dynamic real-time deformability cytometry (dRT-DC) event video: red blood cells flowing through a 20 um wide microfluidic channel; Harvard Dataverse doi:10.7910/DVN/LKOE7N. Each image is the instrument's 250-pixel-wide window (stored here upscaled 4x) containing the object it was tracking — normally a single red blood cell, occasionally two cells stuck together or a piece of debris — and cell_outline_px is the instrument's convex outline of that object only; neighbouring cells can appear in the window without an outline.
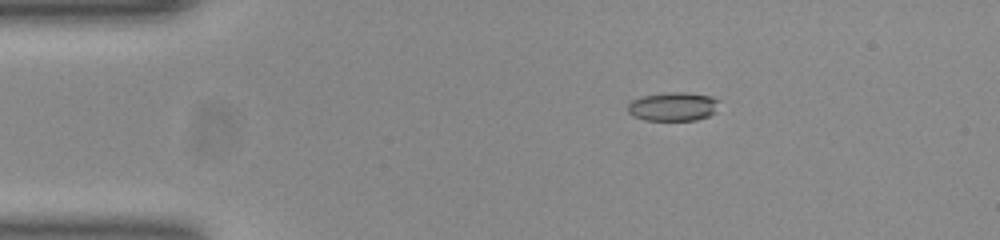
{"species": "common noctule bat (a hibernating species)", "species_latin": "Nyctalus noctula", "temperature_condition": "room temperature", "stored_images_in_passage": 51, "camera_frame_rate_fps": 3000, "um_per_image_px": 0.085, "animal": {"sex": "female", "body_mass_g": 23.0, "forearm_length_mm": 53.4}, "frame": {"image": 1, "passage_image": 8, "time_ms": 2.333, "image_size_px": [1000, 240], "cell_outline_px": [[720, 100], [716, 112], [708, 116], [696, 120], [644, 120], [632, 116], [628, 112], [628, 104], [632, 100], [644, 96], [664, 92], [684, 92], [712, 96]], "centroid_in_image_um": [57.24, 9.05], "position_along_channel_um": 27.8, "area_um2": 15.49}}
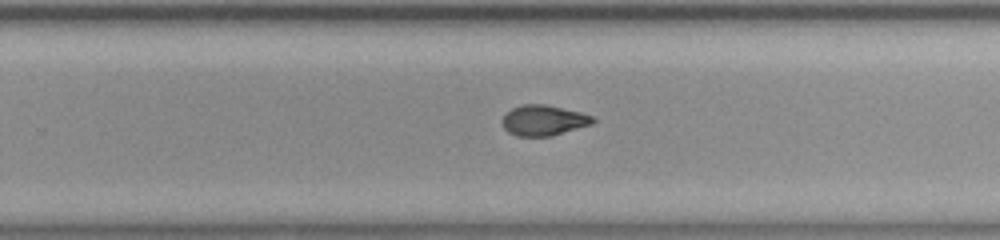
{"frame": {"image": 2, "passage_image": 32, "time_ms": 10.333, "image_size_px": [1000, 240], "cell_outline_px": [[596, 120], [592, 124], [552, 136], [516, 136], [508, 132], [504, 128], [504, 116], [512, 108], [520, 104], [544, 104], [580, 112], [592, 116]], "centroid_in_image_um": [46.22, 10.23], "position_along_channel_um": 283.6, "area_um2": 15.95}}
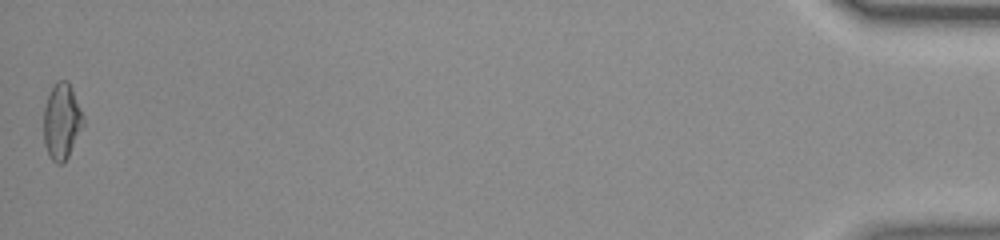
{"frame": {"image": 3, "passage_image": 51, "time_ms": 16.667, "image_size_px": [1000, 240], "cell_outline_px": [[84, 124], [68, 156], [60, 164], [56, 164], [52, 160], [44, 144], [44, 108], [48, 96], [56, 80], [68, 80], [72, 88], [84, 116]], "centroid_in_image_um": [5.25, 10.29], "position_along_channel_um": 429.9, "area_um2": 17.4}, "authors_computed_cell_mechanics": {"area_um2": 16.2996, "velocity_mm_per_s": 3.9109, "shape_relaxation_time_tau1_ms": 7.6265, "shape_relaxation_time_tau2_ms": 2.436, "deformation_change_tau1": 0.2058, "deformation_change_tau2": 0.0836}}